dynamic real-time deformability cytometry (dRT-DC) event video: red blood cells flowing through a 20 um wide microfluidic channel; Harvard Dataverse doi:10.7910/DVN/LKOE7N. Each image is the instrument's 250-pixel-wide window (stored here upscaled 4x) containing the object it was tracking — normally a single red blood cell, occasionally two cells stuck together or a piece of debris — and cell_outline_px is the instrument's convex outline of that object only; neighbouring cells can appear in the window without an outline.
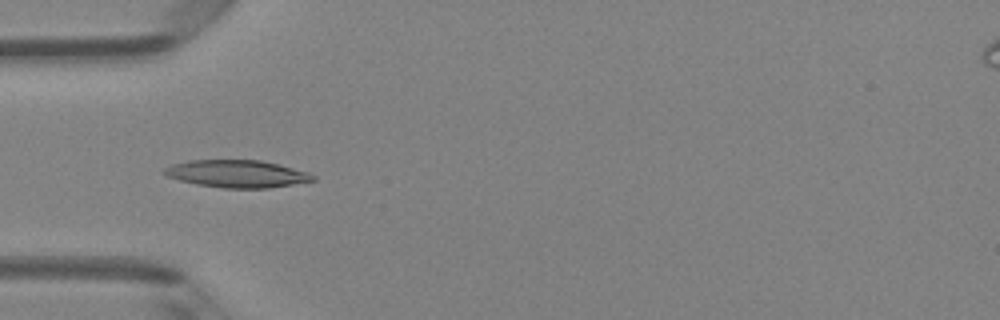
{"species": "Egyptian fruit bat (a non-hibernating species)", "species_latin": "Rousettus aegyptiacus", "temperature_condition": "room temperature", "stored_images_in_passage": 6, "camera_frame_rate_fps": 3000, "um_per_image_px": 0.085, "animal": {"sex": "female"}, "frame": {"image": 1, "passage_image": 4, "time_ms": 3.333, "image_size_px": [1000, 320], "cell_outline_px": [[316, 180], [268, 188], [224, 188], [196, 184], [164, 176], [164, 168], [172, 164], [188, 160], [260, 160], [280, 164], [308, 172], [316, 176]], "centroid_in_image_um": [20.14, 14.76], "position_along_channel_um": 64.9, "area_um2": 23.81}}
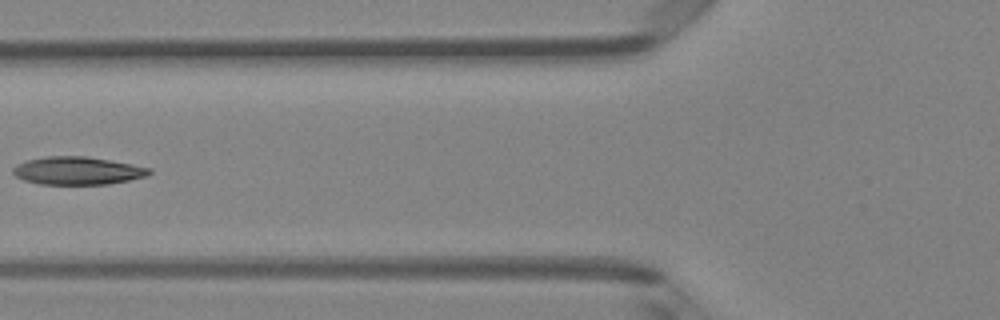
{"frame": {"image": 2, "passage_image": 5, "time_ms": 4.667, "image_size_px": [1000, 320], "cell_outline_px": [[152, 172], [148, 176], [108, 184], [40, 184], [24, 180], [16, 176], [12, 172], [12, 168], [16, 164], [28, 160], [44, 156], [88, 156], [132, 164], [152, 168]], "centroid_in_image_um": [6.6, 14.5], "position_along_channel_um": 119.2, "area_um2": 22.25}}
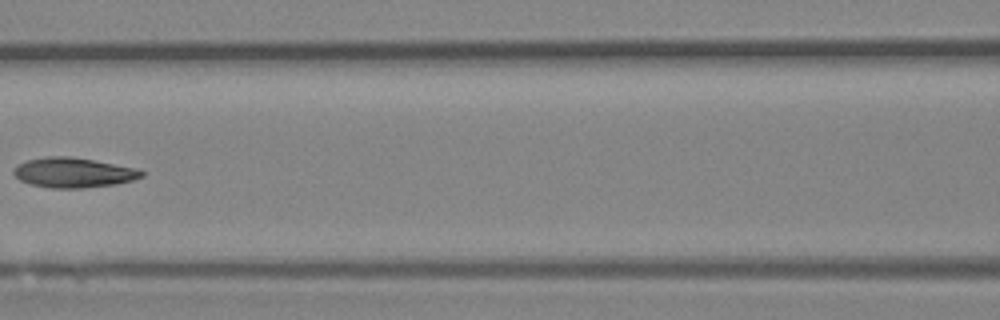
{"frame": {"image": 3, "passage_image": 6, "time_ms": 5.667, "image_size_px": [1000, 320], "cell_outline_px": [[144, 176], [132, 180], [116, 184], [84, 188], [52, 188], [32, 184], [20, 180], [12, 172], [20, 164], [28, 160], [44, 156], [68, 156], [140, 168], [144, 172]], "centroid_in_image_um": [6.3, 14.67], "position_along_channel_um": 160.3, "area_um2": 22.2}}